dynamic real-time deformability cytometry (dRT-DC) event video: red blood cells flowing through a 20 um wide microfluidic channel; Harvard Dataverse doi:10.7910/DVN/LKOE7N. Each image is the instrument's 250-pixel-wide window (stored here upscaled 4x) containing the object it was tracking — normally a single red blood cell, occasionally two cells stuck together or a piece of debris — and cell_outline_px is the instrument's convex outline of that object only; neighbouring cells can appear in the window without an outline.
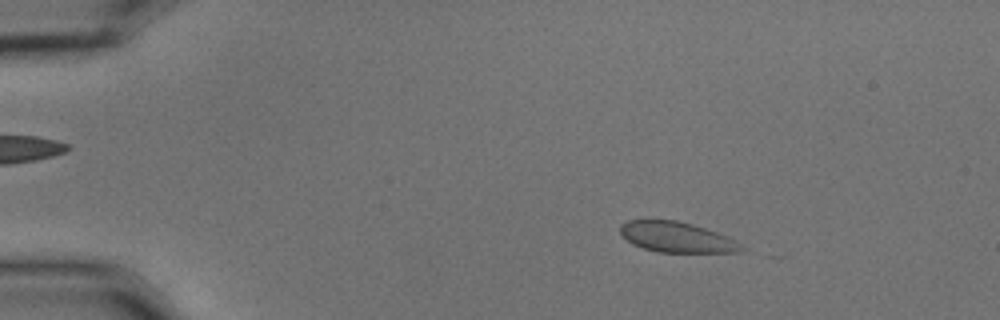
{"species": "common noctule bat (a hibernating species)", "species_latin": "Nyctalus noctula", "temperature_condition": "cold", "stored_images_in_passage": 17, "camera_frame_rate_fps": 3000, "um_per_image_px": 0.085, "animal": {"sex": "male", "body_mass_g": 15.6}, "frame": {"image": 1, "passage_image": 9, "time_ms": 2.667, "image_size_px": [1000, 320], "cell_outline_px": [[744, 248], [740, 252], [656, 252], [632, 244], [620, 232], [620, 224], [628, 220], [676, 220], [692, 224], [728, 236], [736, 240]], "centroid_in_image_um": [57.51, 20.16], "position_along_channel_um": 27.5, "area_um2": 21.33}}